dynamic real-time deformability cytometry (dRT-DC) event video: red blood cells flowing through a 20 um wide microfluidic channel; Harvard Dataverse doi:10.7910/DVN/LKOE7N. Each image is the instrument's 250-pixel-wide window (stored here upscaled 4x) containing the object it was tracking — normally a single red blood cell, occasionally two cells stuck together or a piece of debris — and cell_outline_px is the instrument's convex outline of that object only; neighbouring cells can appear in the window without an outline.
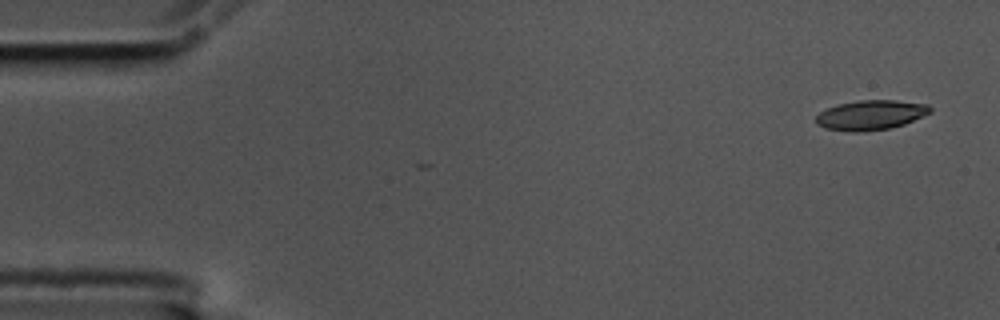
{"species": "common noctule bat (a hibernating species)", "species_latin": "Nyctalus noctula", "temperature_condition": "cold", "stored_images_in_passage": 5, "camera_frame_rate_fps": 3000, "um_per_image_px": 0.085, "animal": {"sex": "male", "body_mass_g": 17.5, "forearm_length_mm": 52.3}, "frame": {"image": 1, "passage_image": 1, "time_ms": 0.0, "image_size_px": [1000, 320], "cell_outline_px": [[932, 112], [904, 124], [892, 128], [860, 132], [852, 132], [824, 128], [816, 124], [816, 116], [820, 112], [836, 104], [860, 100], [896, 100], [928, 104], [932, 108]], "centroid_in_image_um": [74.02, 9.78], "position_along_channel_um": 11.0, "area_um2": 19.94}}